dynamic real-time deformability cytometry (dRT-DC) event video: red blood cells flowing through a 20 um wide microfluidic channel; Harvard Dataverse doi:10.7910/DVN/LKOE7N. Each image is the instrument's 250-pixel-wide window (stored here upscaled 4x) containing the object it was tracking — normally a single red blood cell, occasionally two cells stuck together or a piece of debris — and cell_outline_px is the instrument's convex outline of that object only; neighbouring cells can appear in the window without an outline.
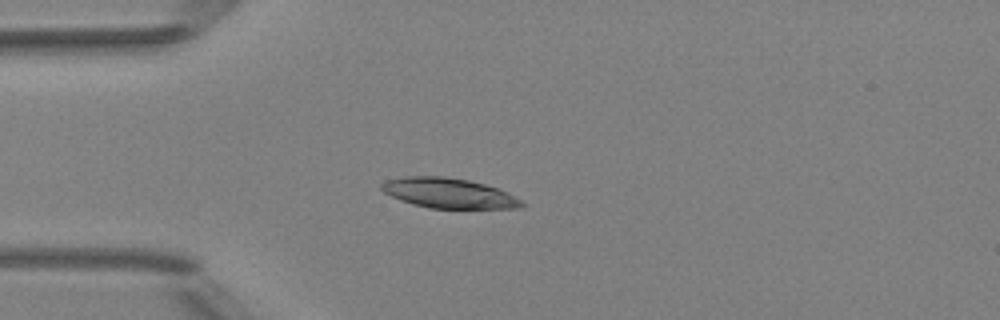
{"species": "Egyptian fruit bat (a non-hibernating species)", "species_latin": "Rousettus aegyptiacus", "temperature_condition": "room temperature", "stored_images_in_passage": 2, "camera_frame_rate_fps": 3000, "um_per_image_px": 0.085, "animal": {"sex": "female"}, "frame": {"image": 1, "passage_image": 2, "time_ms": 1.0, "image_size_px": [1000, 320], "cell_outline_px": [[524, 208], [428, 208], [412, 204], [400, 200], [384, 192], [380, 188], [380, 184], [384, 180], [404, 176], [444, 176], [468, 180], [484, 184], [496, 188], [520, 200], [524, 204]], "centroid_in_image_um": [38.07, 16.41], "position_along_channel_um": 46.9, "area_um2": 24.39}}